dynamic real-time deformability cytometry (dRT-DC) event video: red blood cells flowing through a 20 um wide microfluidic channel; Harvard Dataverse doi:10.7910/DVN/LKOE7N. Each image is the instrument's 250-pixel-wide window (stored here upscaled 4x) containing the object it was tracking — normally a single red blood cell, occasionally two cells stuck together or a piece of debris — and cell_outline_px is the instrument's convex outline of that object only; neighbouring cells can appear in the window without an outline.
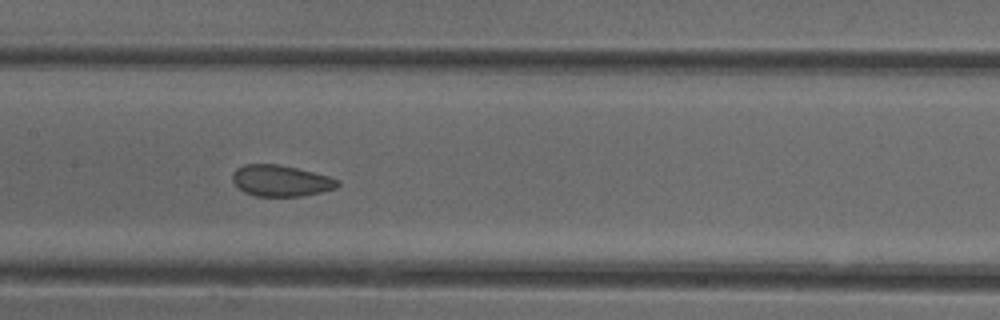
{"species": "common noctule bat (a hibernating species)", "species_latin": "Nyctalus noctula", "temperature_condition": "cold", "stored_images_in_passage": 21, "camera_frame_rate_fps": 3000, "um_per_image_px": 0.085, "animal": {"sex": "female"}, "frame": {"image": 1, "passage_image": 12, "time_ms": 3.667, "image_size_px": [1000, 320], "cell_outline_px": [[340, 184], [336, 188], [320, 192], [300, 196], [256, 196], [244, 192], [232, 180], [232, 172], [236, 168], [244, 164], [280, 164], [328, 176], [340, 180]], "centroid_in_image_um": [23.86, 15.35], "position_along_channel_um": 183.5, "area_um2": 19.07}}
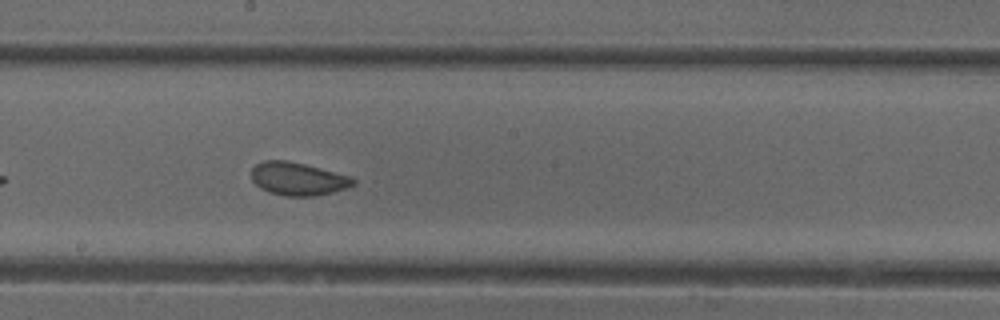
{"frame": {"image": 2, "passage_image": 15, "time_ms": 4.667, "image_size_px": [1000, 320], "cell_outline_px": [[356, 184], [332, 192], [312, 196], [284, 196], [268, 192], [260, 188], [252, 180], [252, 168], [256, 164], [264, 160], [288, 160], [352, 176], [356, 180]], "centroid_in_image_um": [25.32, 15.2], "position_along_channel_um": 222.9, "area_um2": 19.59}}
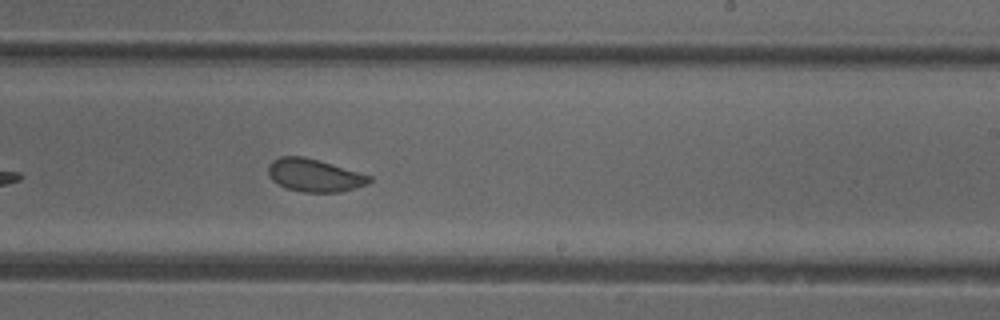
{"frame": {"image": 3, "passage_image": 18, "time_ms": 5.667, "image_size_px": [1000, 320], "cell_outline_px": [[372, 180], [368, 184], [356, 188], [340, 192], [304, 192], [284, 188], [272, 180], [268, 176], [268, 164], [272, 160], [280, 156], [304, 156], [372, 176]], "centroid_in_image_um": [26.7, 14.9], "position_along_channel_um": 262.3, "area_um2": 19.42}}